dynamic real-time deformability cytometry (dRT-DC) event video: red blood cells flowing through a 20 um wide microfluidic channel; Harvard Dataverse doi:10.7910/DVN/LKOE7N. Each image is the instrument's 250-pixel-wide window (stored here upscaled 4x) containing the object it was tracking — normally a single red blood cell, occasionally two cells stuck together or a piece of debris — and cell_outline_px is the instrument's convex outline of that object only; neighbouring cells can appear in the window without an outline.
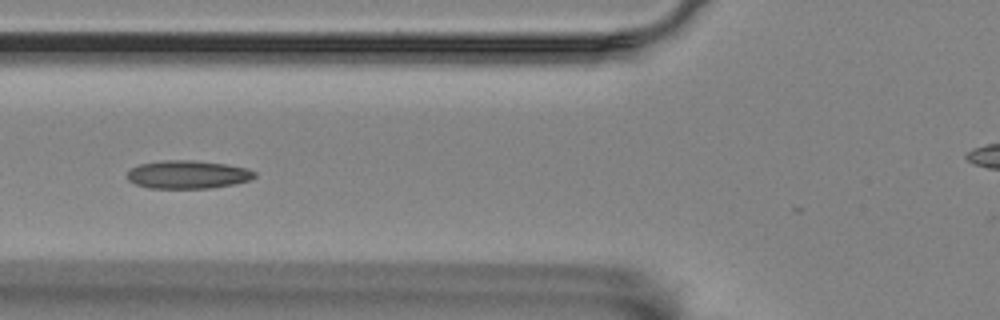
{"species": "Egyptian fruit bat (a non-hibernating species)", "species_latin": "Rousettus aegyptiacus", "temperature_condition": "room temperature", "stored_images_in_passage": 35, "camera_frame_rate_fps": 3000, "um_per_image_px": 0.085, "animal": {"sex": "female"}, "frame": {"image": 1, "passage_image": 5, "time_ms": 1.333, "image_size_px": [1000, 320], "cell_outline_px": [[256, 176], [252, 180], [236, 184], [212, 188], [148, 188], [136, 184], [128, 180], [128, 172], [132, 168], [140, 164], [164, 160], [196, 160], [228, 164], [248, 168], [256, 172]], "centroid_in_image_um": [16.03, 14.83], "position_along_channel_um": 109.8, "area_um2": 21.15}}
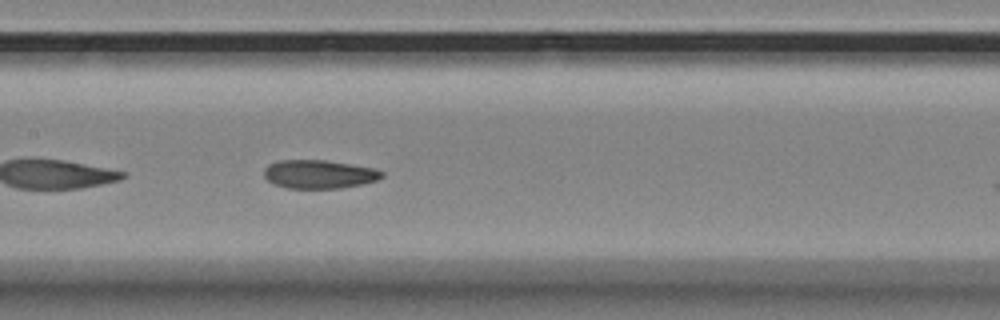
{"frame": {"image": 2, "passage_image": 11, "time_ms": 3.333, "image_size_px": [1000, 320], "cell_outline_px": [[384, 176], [380, 180], [340, 188], [288, 188], [276, 184], [268, 180], [264, 176], [264, 168], [268, 164], [276, 160], [324, 160], [352, 164], [376, 168], [384, 172]], "centroid_in_image_um": [27.15, 14.79], "position_along_channel_um": 180.2, "area_um2": 19.71}}
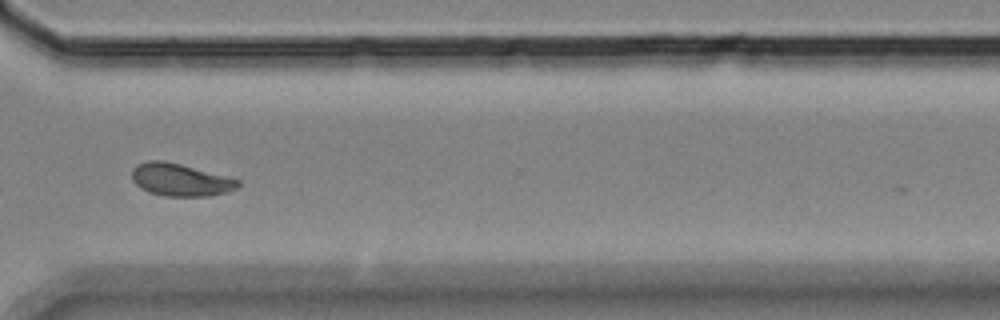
{"frame": {"image": 3, "passage_image": 26, "time_ms": 8.333, "image_size_px": [1000, 320], "cell_outline_px": [[240, 184], [236, 188], [228, 192], [212, 196], [164, 196], [148, 192], [140, 188], [132, 180], [132, 168], [136, 164], [148, 160], [164, 160], [180, 164], [240, 180]], "centroid_in_image_um": [15.29, 15.29], "position_along_channel_um": 355.3, "area_um2": 20.17}, "authors_computed_cell_mechanics": {"area_um2": 19.941, "velocity_mm_per_s": 3.504, "shape_relaxation_time_tau1_ms": null, "shape_relaxation_time_tau2_ms": 1.3906, "deformation_change_tau1": null, "deformation_change_tau2": 0.0698}}